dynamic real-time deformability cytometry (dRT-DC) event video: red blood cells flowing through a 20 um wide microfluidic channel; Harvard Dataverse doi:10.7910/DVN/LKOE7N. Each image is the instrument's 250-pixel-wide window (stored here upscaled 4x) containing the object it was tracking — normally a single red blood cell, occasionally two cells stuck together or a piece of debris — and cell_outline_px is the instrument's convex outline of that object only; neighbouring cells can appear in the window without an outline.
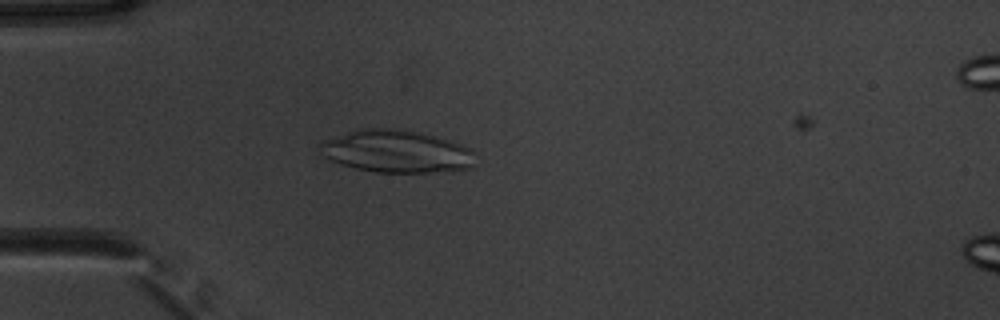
{"species": "common noctule bat (a hibernating species)", "species_latin": "Nyctalus noctula", "temperature_condition": "warm", "stored_images_in_passage": 52, "camera_frame_rate_fps": 3000, "um_per_image_px": 0.085, "animal": {"sex": "male", "body_mass_g": 20.1, "forearm_length_mm": 53.5}, "frame": {"image": 1, "passage_image": 15, "time_ms": 4.667, "image_size_px": [1000, 320], "cell_outline_px": [[472, 168], [428, 172], [376, 172], [356, 168], [340, 164], [324, 156], [320, 152], [316, 144], [320, 140], [356, 128], [396, 128], [420, 132], [452, 140], [472, 148]], "centroid_in_image_um": [33.62, 12.83], "position_along_channel_um": 51.4, "area_um2": 38.9}}
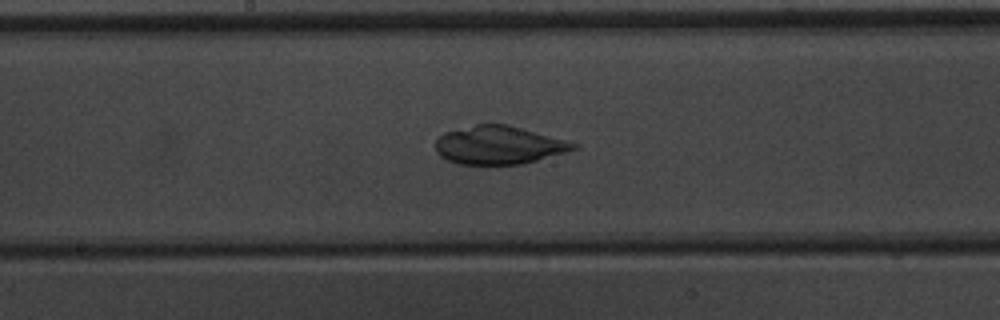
{"frame": {"image": 2, "passage_image": 28, "time_ms": 9.0, "image_size_px": [1000, 320], "cell_outline_px": [[580, 144], [576, 148], [568, 152], [520, 164], [456, 164], [440, 156], [436, 152], [436, 140], [444, 132], [476, 124], [508, 124]], "centroid_in_image_um": [42.39, 12.33], "position_along_channel_um": 205.8, "area_um2": 30.63}}
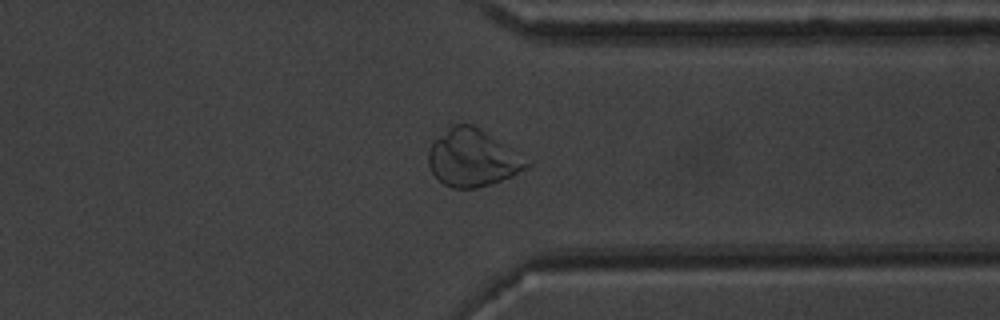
{"frame": {"image": 3, "passage_image": 41, "time_ms": 13.333, "image_size_px": [1000, 320], "cell_outline_px": [[532, 164], [512, 176], [476, 188], [452, 188], [444, 184], [432, 172], [428, 164], [428, 148], [432, 140], [448, 124], [472, 124], [480, 128], [512, 148]], "centroid_in_image_um": [40.11, 13.39], "position_along_channel_um": 371.3, "area_um2": 32.89}}